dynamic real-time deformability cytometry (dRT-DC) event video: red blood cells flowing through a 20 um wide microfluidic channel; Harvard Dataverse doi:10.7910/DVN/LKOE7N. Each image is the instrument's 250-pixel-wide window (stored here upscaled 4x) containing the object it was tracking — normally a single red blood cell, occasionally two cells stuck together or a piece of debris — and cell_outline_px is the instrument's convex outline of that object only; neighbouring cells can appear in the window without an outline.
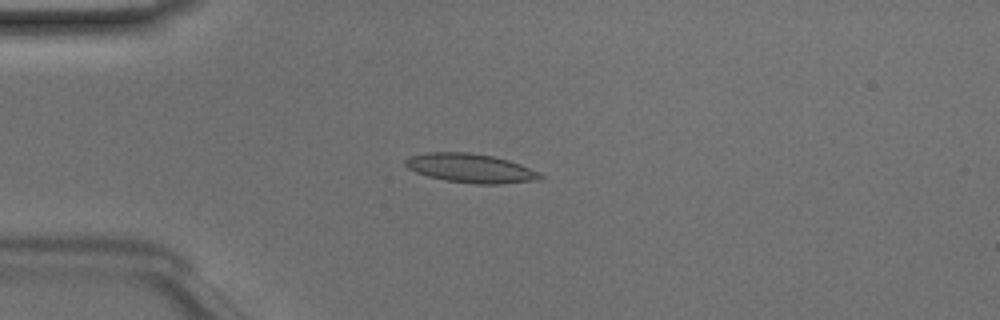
{"species": "Egyptian fruit bat (a non-hibernating species)", "species_latin": "Rousettus aegyptiacus", "temperature_condition": "room temperature", "stored_images_in_passage": 45, "camera_frame_rate_fps": 3000, "um_per_image_px": 0.085, "animal": {"sex": "male"}, "frame": {"image": 1, "passage_image": 13, "time_ms": 4.0, "image_size_px": [1000, 320], "cell_outline_px": [[544, 176], [536, 180], [500, 184], [476, 184], [444, 180], [428, 176], [416, 172], [408, 168], [404, 164], [404, 160], [408, 156], [428, 152], [468, 152], [492, 156], [508, 160], [520, 164], [540, 172]], "centroid_in_image_um": [39.97, 14.29], "position_along_channel_um": 45.0, "area_um2": 22.83}}
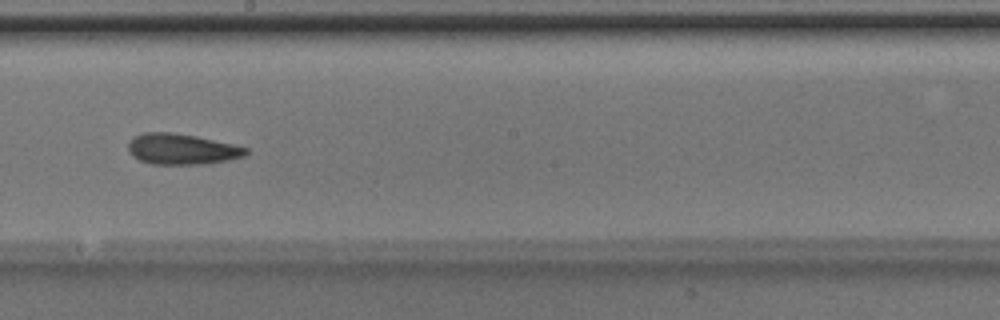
{"frame": {"image": 2, "passage_image": 28, "time_ms": 9.0, "image_size_px": [1000, 320], "cell_outline_px": [[248, 152], [244, 156], [228, 160], [208, 164], [152, 164], [140, 160], [132, 156], [128, 152], [128, 140], [132, 136], [144, 132], [172, 132], [196, 136], [236, 144], [248, 148]], "centroid_in_image_um": [15.44, 12.66], "position_along_channel_um": 232.8, "area_um2": 21.44}}
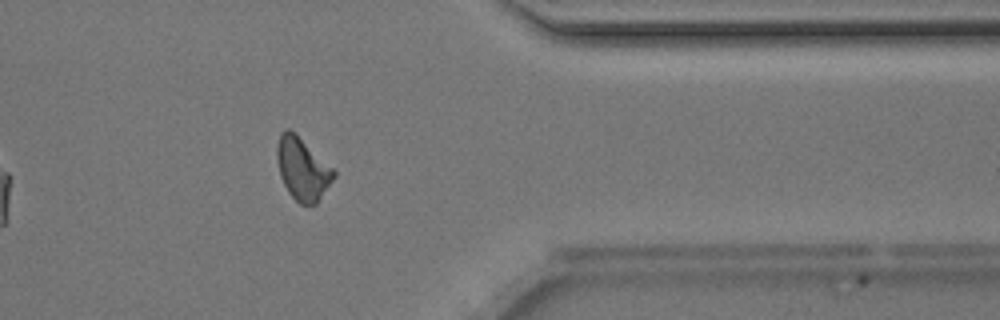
{"frame": {"image": 3, "passage_image": 40, "time_ms": 13.0, "image_size_px": [1000, 320], "cell_outline_px": [[336, 176], [316, 204], [300, 204], [288, 192], [280, 176], [276, 156], [276, 144], [280, 132], [284, 128], [288, 128], [332, 168], [336, 172]], "centroid_in_image_um": [25.68, 14.37], "position_along_channel_um": 385.7, "area_um2": 20.23}, "authors_computed_cell_mechanics": {"area_um2": 21.4438, "velocity_mm_per_s": 4.1498, "shape_relaxation_time_tau1_ms": 4.4577, "shape_relaxation_time_tau2_ms": 2.9709, "deformation_change_tau1": 0.1248, "deformation_change_tau2": 0.1107}}